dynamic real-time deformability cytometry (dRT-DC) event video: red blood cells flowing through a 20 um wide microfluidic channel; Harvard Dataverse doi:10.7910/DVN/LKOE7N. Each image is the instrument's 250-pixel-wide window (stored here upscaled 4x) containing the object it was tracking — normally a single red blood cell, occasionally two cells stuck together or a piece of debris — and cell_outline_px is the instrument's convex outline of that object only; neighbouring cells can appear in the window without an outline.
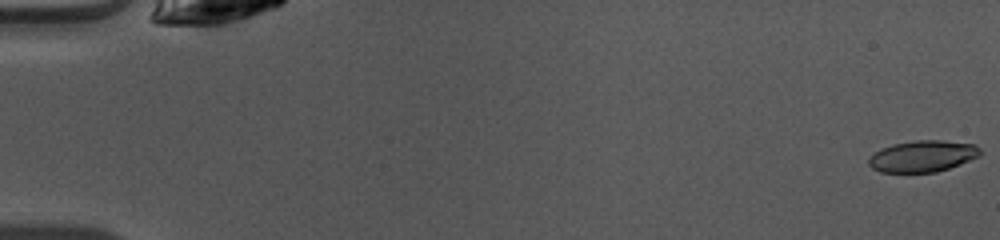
{"species": "common noctule bat (a hibernating species)", "species_latin": "Nyctalus noctula", "temperature_condition": "warm", "stored_images_in_passage": 44, "camera_frame_rate_fps": 3000, "um_per_image_px": 0.085, "animal": {"sex": "female", "body_mass_g": 10.0, "forearm_length_mm": 53.1}, "frame": {"image": 1, "passage_image": 1, "time_ms": 0.0, "image_size_px": [1000, 240], "cell_outline_px": [[980, 156], [960, 164], [936, 172], [880, 172], [872, 168], [868, 164], [868, 160], [880, 148], [892, 144], [916, 140], [940, 140], [976, 144], [980, 148]], "centroid_in_image_um": [78.43, 13.27], "position_along_channel_um": 6.6, "area_um2": 20.4}}
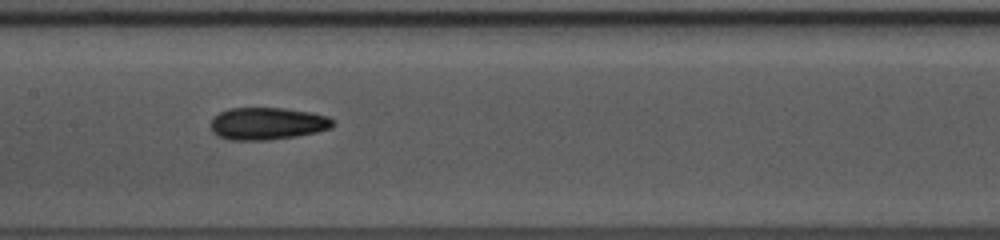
{"frame": {"image": 2, "passage_image": 25, "time_ms": 8.0, "image_size_px": [1000, 240], "cell_outline_px": [[336, 124], [332, 128], [316, 132], [296, 136], [268, 140], [228, 140], [216, 136], [212, 132], [212, 116], [228, 108], [284, 108], [312, 112], [328, 116], [336, 120]], "centroid_in_image_um": [22.75, 10.5], "position_along_channel_um": 184.7, "area_um2": 23.35}}
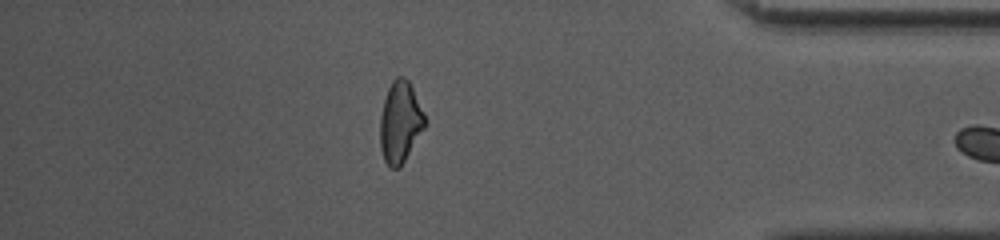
{"frame": {"image": 3, "passage_image": 43, "time_ms": 14.0, "image_size_px": [1000, 240], "cell_outline_px": [[428, 120], [424, 128], [400, 168], [392, 168], [384, 160], [380, 148], [380, 116], [384, 100], [388, 88], [392, 80], [396, 76], [404, 76], [408, 80]], "centroid_in_image_um": [34.02, 10.37], "position_along_channel_um": 401.2, "area_um2": 21.27}}